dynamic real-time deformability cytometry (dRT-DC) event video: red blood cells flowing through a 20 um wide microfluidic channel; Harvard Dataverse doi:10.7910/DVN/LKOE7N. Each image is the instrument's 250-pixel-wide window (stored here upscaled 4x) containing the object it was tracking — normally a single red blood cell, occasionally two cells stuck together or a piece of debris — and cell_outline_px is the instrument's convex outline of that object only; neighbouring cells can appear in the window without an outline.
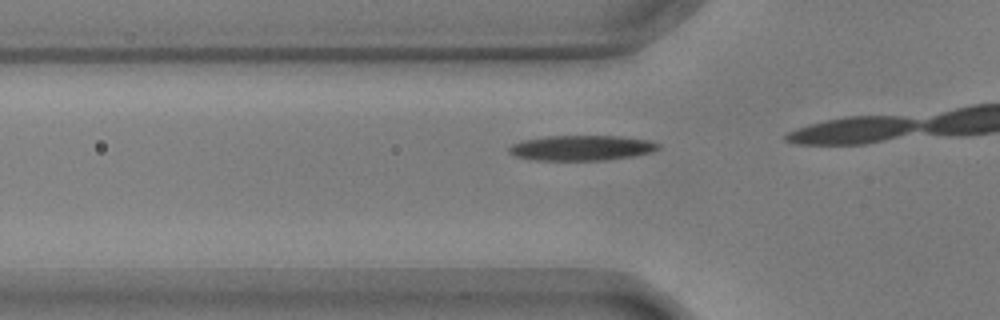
{"species": "common noctule bat (a hibernating species)", "species_latin": "Nyctalus noctula", "temperature_condition": "warm", "stored_images_in_passage": 8, "camera_frame_rate_fps": 3000, "um_per_image_px": 0.085, "animal": {"sex": "male", "body_mass_g": 17.9, "forearm_length_mm": 54.2}, "frame": {"image": 1, "passage_image": 6, "time_ms": 1.667, "image_size_px": [1000, 320], "cell_outline_px": [[660, 148], [652, 152], [632, 156], [604, 160], [536, 160], [516, 156], [508, 152], [508, 148], [512, 144], [524, 140], [548, 136], [620, 136], [648, 140], [660, 144]], "centroid_in_image_um": [49.44, 12.57], "position_along_channel_um": 76.4, "area_um2": 21.79}}